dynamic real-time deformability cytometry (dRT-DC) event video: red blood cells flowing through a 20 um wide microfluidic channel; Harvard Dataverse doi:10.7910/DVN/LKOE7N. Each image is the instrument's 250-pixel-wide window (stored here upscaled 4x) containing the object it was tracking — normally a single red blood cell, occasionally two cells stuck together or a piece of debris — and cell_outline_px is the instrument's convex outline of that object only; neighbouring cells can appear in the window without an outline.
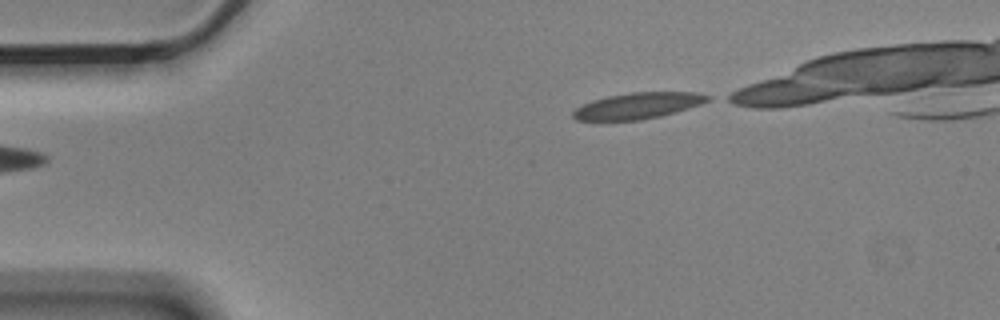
{"species": "Egyptian fruit bat (a non-hibernating species)", "species_latin": "Rousettus aegyptiacus", "temperature_condition": "cold", "stored_images_in_passage": 5, "segment_of_instrument_passage": [2, 2], "camera_frame_rate_fps": 3000, "um_per_image_px": 0.085, "animal": {"sex": "male"}, "frame": {"image": 1, "passage_image": 5, "time_ms": 1.333, "image_size_px": [1000, 320], "cell_outline_px": [[712, 96], [708, 100], [700, 104], [676, 112], [660, 116], [640, 120], [576, 120], [572, 116], [572, 112], [576, 108], [592, 100], [608, 96], [632, 92], [700, 92]], "centroid_in_image_um": [54.24, 8.98], "position_along_channel_um": 30.8, "area_um2": 20.4}}